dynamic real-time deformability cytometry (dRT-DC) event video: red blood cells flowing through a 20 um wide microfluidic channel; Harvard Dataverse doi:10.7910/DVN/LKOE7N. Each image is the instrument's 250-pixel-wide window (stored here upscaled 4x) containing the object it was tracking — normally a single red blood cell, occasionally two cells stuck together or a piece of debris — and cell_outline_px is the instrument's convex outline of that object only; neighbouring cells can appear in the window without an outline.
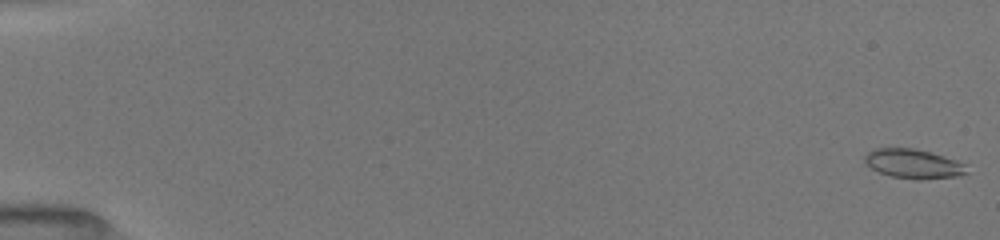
{"species": "common noctule bat (a hibernating species)", "species_latin": "Nyctalus noctula", "temperature_condition": "room temperature", "stored_images_in_passage": 53, "segment_of_instrument_passage": [1, 2], "camera_frame_rate_fps": 3000, "um_per_image_px": 0.085, "animal": {"sex": "female", "body_mass_g": 19.5, "forearm_length_mm": 54.1}, "frame": {"image": 1, "passage_image": 1, "time_ms": 0.0, "image_size_px": [1000, 240], "cell_outline_px": [[968, 172], [960, 176], [920, 180], [892, 176], [880, 172], [872, 168], [864, 160], [864, 156], [868, 152], [876, 148], [912, 148], [928, 152], [956, 160], [964, 164]], "centroid_in_image_um": [77.65, 13.93], "position_along_channel_um": 7.4, "area_um2": 17.17}}
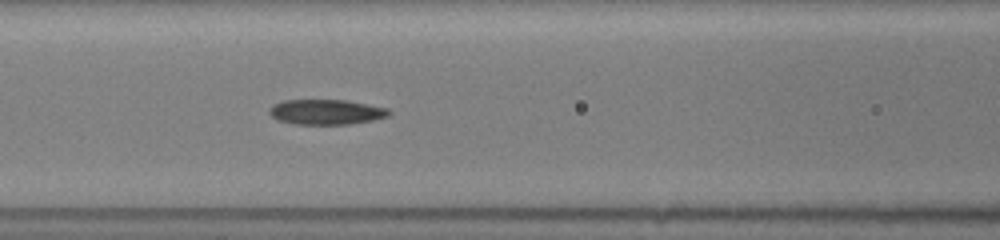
{"frame": {"image": 2, "passage_image": 24, "time_ms": 7.667, "image_size_px": [1000, 240], "cell_outline_px": [[392, 112], [388, 116], [372, 120], [348, 124], [296, 124], [276, 120], [268, 112], [268, 108], [272, 104], [284, 100], [348, 100], [388, 108]], "centroid_in_image_um": [27.7, 9.51], "position_along_channel_um": 138.9, "area_um2": 17.63}}
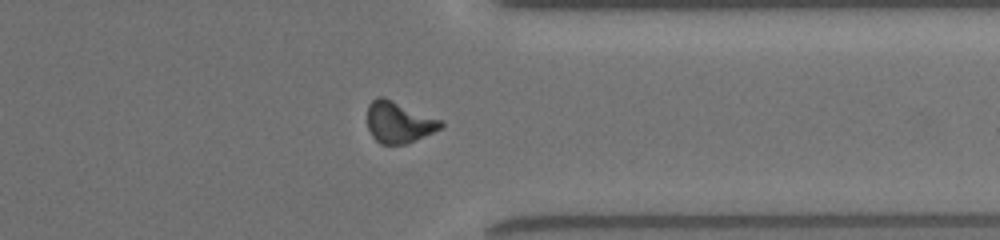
{"frame": {"image": 3, "passage_image": 42, "time_ms": 13.667, "image_size_px": [1000, 240], "cell_outline_px": [[444, 124], [440, 128], [416, 140], [404, 144], [380, 144], [372, 136], [368, 128], [368, 104], [376, 96], [384, 96], [444, 120]], "centroid_in_image_um": [33.9, 10.36], "position_along_channel_um": 377.5, "area_um2": 17.92}}